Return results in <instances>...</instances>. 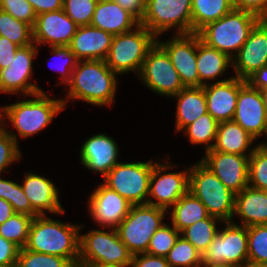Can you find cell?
Listing matches in <instances>:
<instances>
[{"label": "cell", "instance_id": "obj_1", "mask_svg": "<svg viewBox=\"0 0 267 267\" xmlns=\"http://www.w3.org/2000/svg\"><path fill=\"white\" fill-rule=\"evenodd\" d=\"M117 76L105 60L78 61L71 80L66 84L69 90L66 98L62 99L65 108L69 100H81L98 107L113 105L118 89Z\"/></svg>", "mask_w": 267, "mask_h": 267}, {"label": "cell", "instance_id": "obj_2", "mask_svg": "<svg viewBox=\"0 0 267 267\" xmlns=\"http://www.w3.org/2000/svg\"><path fill=\"white\" fill-rule=\"evenodd\" d=\"M30 97L32 98L26 97V100L23 98L22 101L1 106V126L15 139L17 144L19 137L26 139L39 134L38 132L47 128L53 119L65 109L62 98H51L44 91ZM6 119L17 134L6 128V123H8Z\"/></svg>", "mask_w": 267, "mask_h": 267}, {"label": "cell", "instance_id": "obj_3", "mask_svg": "<svg viewBox=\"0 0 267 267\" xmlns=\"http://www.w3.org/2000/svg\"><path fill=\"white\" fill-rule=\"evenodd\" d=\"M48 215L33 217L29 228L27 250L67 258L78 267L81 224L51 219Z\"/></svg>", "mask_w": 267, "mask_h": 267}, {"label": "cell", "instance_id": "obj_4", "mask_svg": "<svg viewBox=\"0 0 267 267\" xmlns=\"http://www.w3.org/2000/svg\"><path fill=\"white\" fill-rule=\"evenodd\" d=\"M259 21L257 15L233 8L217 21L206 24L197 34L206 45L227 54L232 59Z\"/></svg>", "mask_w": 267, "mask_h": 267}, {"label": "cell", "instance_id": "obj_5", "mask_svg": "<svg viewBox=\"0 0 267 267\" xmlns=\"http://www.w3.org/2000/svg\"><path fill=\"white\" fill-rule=\"evenodd\" d=\"M189 191L205 205L210 216L223 223L234 222L236 194L200 160L189 166Z\"/></svg>", "mask_w": 267, "mask_h": 267}, {"label": "cell", "instance_id": "obj_6", "mask_svg": "<svg viewBox=\"0 0 267 267\" xmlns=\"http://www.w3.org/2000/svg\"><path fill=\"white\" fill-rule=\"evenodd\" d=\"M157 42V37L139 24L133 30L115 35L105 58V63L118 75L140 73L149 50Z\"/></svg>", "mask_w": 267, "mask_h": 267}, {"label": "cell", "instance_id": "obj_7", "mask_svg": "<svg viewBox=\"0 0 267 267\" xmlns=\"http://www.w3.org/2000/svg\"><path fill=\"white\" fill-rule=\"evenodd\" d=\"M167 210L148 204L132 205L115 228L132 255L146 253L152 235L164 224Z\"/></svg>", "mask_w": 267, "mask_h": 267}, {"label": "cell", "instance_id": "obj_8", "mask_svg": "<svg viewBox=\"0 0 267 267\" xmlns=\"http://www.w3.org/2000/svg\"><path fill=\"white\" fill-rule=\"evenodd\" d=\"M192 0H146L140 24L156 37L174 30L173 34H192Z\"/></svg>", "mask_w": 267, "mask_h": 267}, {"label": "cell", "instance_id": "obj_9", "mask_svg": "<svg viewBox=\"0 0 267 267\" xmlns=\"http://www.w3.org/2000/svg\"><path fill=\"white\" fill-rule=\"evenodd\" d=\"M155 161L119 162L104 177L103 184L132 205L147 204L149 181Z\"/></svg>", "mask_w": 267, "mask_h": 267}, {"label": "cell", "instance_id": "obj_10", "mask_svg": "<svg viewBox=\"0 0 267 267\" xmlns=\"http://www.w3.org/2000/svg\"><path fill=\"white\" fill-rule=\"evenodd\" d=\"M223 225L225 227L219 229L201 254V264L240 267L248 262L247 227L235 222H224Z\"/></svg>", "mask_w": 267, "mask_h": 267}, {"label": "cell", "instance_id": "obj_11", "mask_svg": "<svg viewBox=\"0 0 267 267\" xmlns=\"http://www.w3.org/2000/svg\"><path fill=\"white\" fill-rule=\"evenodd\" d=\"M102 229L95 228L87 233H80L79 263L131 266L133 255L119 238L116 229Z\"/></svg>", "mask_w": 267, "mask_h": 267}, {"label": "cell", "instance_id": "obj_12", "mask_svg": "<svg viewBox=\"0 0 267 267\" xmlns=\"http://www.w3.org/2000/svg\"><path fill=\"white\" fill-rule=\"evenodd\" d=\"M177 166L169 164L165 159L155 161L149 181L148 205L168 211L189 191V167L184 171L168 172Z\"/></svg>", "mask_w": 267, "mask_h": 267}, {"label": "cell", "instance_id": "obj_13", "mask_svg": "<svg viewBox=\"0 0 267 267\" xmlns=\"http://www.w3.org/2000/svg\"><path fill=\"white\" fill-rule=\"evenodd\" d=\"M137 77L160 96L172 97L184 88L168 54L157 42L149 50Z\"/></svg>", "mask_w": 267, "mask_h": 267}, {"label": "cell", "instance_id": "obj_14", "mask_svg": "<svg viewBox=\"0 0 267 267\" xmlns=\"http://www.w3.org/2000/svg\"><path fill=\"white\" fill-rule=\"evenodd\" d=\"M38 48L35 43L18 48L11 64L0 70V93L29 97L43 91L30 81L34 74L33 61L39 55Z\"/></svg>", "mask_w": 267, "mask_h": 267}, {"label": "cell", "instance_id": "obj_15", "mask_svg": "<svg viewBox=\"0 0 267 267\" xmlns=\"http://www.w3.org/2000/svg\"><path fill=\"white\" fill-rule=\"evenodd\" d=\"M157 43L166 51L173 66L179 73L184 87H200L197 70V33L173 34L167 41Z\"/></svg>", "mask_w": 267, "mask_h": 267}, {"label": "cell", "instance_id": "obj_16", "mask_svg": "<svg viewBox=\"0 0 267 267\" xmlns=\"http://www.w3.org/2000/svg\"><path fill=\"white\" fill-rule=\"evenodd\" d=\"M204 154L200 161L235 194L249 185L248 167L250 155H237L212 149L204 152Z\"/></svg>", "mask_w": 267, "mask_h": 267}, {"label": "cell", "instance_id": "obj_17", "mask_svg": "<svg viewBox=\"0 0 267 267\" xmlns=\"http://www.w3.org/2000/svg\"><path fill=\"white\" fill-rule=\"evenodd\" d=\"M95 188L87 201L91 219L99 228L115 229L127 216L132 204L103 183Z\"/></svg>", "mask_w": 267, "mask_h": 267}, {"label": "cell", "instance_id": "obj_18", "mask_svg": "<svg viewBox=\"0 0 267 267\" xmlns=\"http://www.w3.org/2000/svg\"><path fill=\"white\" fill-rule=\"evenodd\" d=\"M256 140L267 138V112L259 89L247 82L239 89L237 106L232 119Z\"/></svg>", "mask_w": 267, "mask_h": 267}, {"label": "cell", "instance_id": "obj_19", "mask_svg": "<svg viewBox=\"0 0 267 267\" xmlns=\"http://www.w3.org/2000/svg\"><path fill=\"white\" fill-rule=\"evenodd\" d=\"M78 25L63 9L38 14L33 30V41L37 46H68L75 35ZM43 44V45H41Z\"/></svg>", "mask_w": 267, "mask_h": 267}, {"label": "cell", "instance_id": "obj_20", "mask_svg": "<svg viewBox=\"0 0 267 267\" xmlns=\"http://www.w3.org/2000/svg\"><path fill=\"white\" fill-rule=\"evenodd\" d=\"M265 65H267V28L259 21L232 58V69L235 77L246 80Z\"/></svg>", "mask_w": 267, "mask_h": 267}, {"label": "cell", "instance_id": "obj_21", "mask_svg": "<svg viewBox=\"0 0 267 267\" xmlns=\"http://www.w3.org/2000/svg\"><path fill=\"white\" fill-rule=\"evenodd\" d=\"M119 145L105 133L95 134L81 145L79 150L81 164L94 173H100L102 178L120 161L118 160Z\"/></svg>", "mask_w": 267, "mask_h": 267}, {"label": "cell", "instance_id": "obj_22", "mask_svg": "<svg viewBox=\"0 0 267 267\" xmlns=\"http://www.w3.org/2000/svg\"><path fill=\"white\" fill-rule=\"evenodd\" d=\"M32 209L39 215H64L65 209L59 200L58 187L49 178L28 171L21 184ZM46 212V213H45Z\"/></svg>", "mask_w": 267, "mask_h": 267}, {"label": "cell", "instance_id": "obj_23", "mask_svg": "<svg viewBox=\"0 0 267 267\" xmlns=\"http://www.w3.org/2000/svg\"><path fill=\"white\" fill-rule=\"evenodd\" d=\"M246 83V80L233 76L223 82L212 83L203 86L206 96L207 112L218 122L230 121L233 119L239 89Z\"/></svg>", "mask_w": 267, "mask_h": 267}, {"label": "cell", "instance_id": "obj_24", "mask_svg": "<svg viewBox=\"0 0 267 267\" xmlns=\"http://www.w3.org/2000/svg\"><path fill=\"white\" fill-rule=\"evenodd\" d=\"M113 35L91 25L78 26L68 47L78 61L105 60Z\"/></svg>", "mask_w": 267, "mask_h": 267}, {"label": "cell", "instance_id": "obj_25", "mask_svg": "<svg viewBox=\"0 0 267 267\" xmlns=\"http://www.w3.org/2000/svg\"><path fill=\"white\" fill-rule=\"evenodd\" d=\"M140 22L113 0H98L90 25L113 36L133 30Z\"/></svg>", "mask_w": 267, "mask_h": 267}, {"label": "cell", "instance_id": "obj_26", "mask_svg": "<svg viewBox=\"0 0 267 267\" xmlns=\"http://www.w3.org/2000/svg\"><path fill=\"white\" fill-rule=\"evenodd\" d=\"M234 216L240 219L242 226L267 224V197L263 190L247 186L236 193Z\"/></svg>", "mask_w": 267, "mask_h": 267}, {"label": "cell", "instance_id": "obj_27", "mask_svg": "<svg viewBox=\"0 0 267 267\" xmlns=\"http://www.w3.org/2000/svg\"><path fill=\"white\" fill-rule=\"evenodd\" d=\"M255 140L235 121H224L218 124L212 150L237 155H251L258 145H252L255 144Z\"/></svg>", "mask_w": 267, "mask_h": 267}, {"label": "cell", "instance_id": "obj_28", "mask_svg": "<svg viewBox=\"0 0 267 267\" xmlns=\"http://www.w3.org/2000/svg\"><path fill=\"white\" fill-rule=\"evenodd\" d=\"M197 70L200 78V87L208 85L212 80L213 83L223 82L228 79L218 80L227 71L228 67H232V59L225 53L218 51L206 45L200 40L197 34Z\"/></svg>", "mask_w": 267, "mask_h": 267}, {"label": "cell", "instance_id": "obj_29", "mask_svg": "<svg viewBox=\"0 0 267 267\" xmlns=\"http://www.w3.org/2000/svg\"><path fill=\"white\" fill-rule=\"evenodd\" d=\"M171 98H177L175 132H181L186 126L207 113L204 87H184Z\"/></svg>", "mask_w": 267, "mask_h": 267}, {"label": "cell", "instance_id": "obj_30", "mask_svg": "<svg viewBox=\"0 0 267 267\" xmlns=\"http://www.w3.org/2000/svg\"><path fill=\"white\" fill-rule=\"evenodd\" d=\"M167 213H170L171 223L180 233L209 216L205 205L190 191L183 195Z\"/></svg>", "mask_w": 267, "mask_h": 267}, {"label": "cell", "instance_id": "obj_31", "mask_svg": "<svg viewBox=\"0 0 267 267\" xmlns=\"http://www.w3.org/2000/svg\"><path fill=\"white\" fill-rule=\"evenodd\" d=\"M234 0H192V33L228 14Z\"/></svg>", "mask_w": 267, "mask_h": 267}, {"label": "cell", "instance_id": "obj_32", "mask_svg": "<svg viewBox=\"0 0 267 267\" xmlns=\"http://www.w3.org/2000/svg\"><path fill=\"white\" fill-rule=\"evenodd\" d=\"M218 122L210 113H205L182 131L189 143L193 145H204L205 152L211 150L217 134Z\"/></svg>", "mask_w": 267, "mask_h": 267}, {"label": "cell", "instance_id": "obj_33", "mask_svg": "<svg viewBox=\"0 0 267 267\" xmlns=\"http://www.w3.org/2000/svg\"><path fill=\"white\" fill-rule=\"evenodd\" d=\"M217 224L223 222L212 216L197 221L195 224L185 228L181 232V236L190 242L201 254L209 247L219 229Z\"/></svg>", "mask_w": 267, "mask_h": 267}, {"label": "cell", "instance_id": "obj_34", "mask_svg": "<svg viewBox=\"0 0 267 267\" xmlns=\"http://www.w3.org/2000/svg\"><path fill=\"white\" fill-rule=\"evenodd\" d=\"M0 36L8 38L19 47L34 44L32 26L1 9Z\"/></svg>", "mask_w": 267, "mask_h": 267}, {"label": "cell", "instance_id": "obj_35", "mask_svg": "<svg viewBox=\"0 0 267 267\" xmlns=\"http://www.w3.org/2000/svg\"><path fill=\"white\" fill-rule=\"evenodd\" d=\"M32 220L33 216L15 213L0 224V236L22 249L26 246Z\"/></svg>", "mask_w": 267, "mask_h": 267}, {"label": "cell", "instance_id": "obj_36", "mask_svg": "<svg viewBox=\"0 0 267 267\" xmlns=\"http://www.w3.org/2000/svg\"><path fill=\"white\" fill-rule=\"evenodd\" d=\"M165 257L170 267H200L202 265L201 253L181 235Z\"/></svg>", "mask_w": 267, "mask_h": 267}, {"label": "cell", "instance_id": "obj_37", "mask_svg": "<svg viewBox=\"0 0 267 267\" xmlns=\"http://www.w3.org/2000/svg\"><path fill=\"white\" fill-rule=\"evenodd\" d=\"M249 186L264 190L267 188V148L259 143L249 157Z\"/></svg>", "mask_w": 267, "mask_h": 267}, {"label": "cell", "instance_id": "obj_38", "mask_svg": "<svg viewBox=\"0 0 267 267\" xmlns=\"http://www.w3.org/2000/svg\"><path fill=\"white\" fill-rule=\"evenodd\" d=\"M248 262L267 265V224L247 227Z\"/></svg>", "mask_w": 267, "mask_h": 267}, {"label": "cell", "instance_id": "obj_39", "mask_svg": "<svg viewBox=\"0 0 267 267\" xmlns=\"http://www.w3.org/2000/svg\"><path fill=\"white\" fill-rule=\"evenodd\" d=\"M16 267H75L67 258L20 249Z\"/></svg>", "mask_w": 267, "mask_h": 267}, {"label": "cell", "instance_id": "obj_40", "mask_svg": "<svg viewBox=\"0 0 267 267\" xmlns=\"http://www.w3.org/2000/svg\"><path fill=\"white\" fill-rule=\"evenodd\" d=\"M181 233L173 226L164 223L156 230L150 239V244L146 251L152 256H166L175 245Z\"/></svg>", "mask_w": 267, "mask_h": 267}, {"label": "cell", "instance_id": "obj_41", "mask_svg": "<svg viewBox=\"0 0 267 267\" xmlns=\"http://www.w3.org/2000/svg\"><path fill=\"white\" fill-rule=\"evenodd\" d=\"M98 0H63L64 12L78 25H90Z\"/></svg>", "mask_w": 267, "mask_h": 267}, {"label": "cell", "instance_id": "obj_42", "mask_svg": "<svg viewBox=\"0 0 267 267\" xmlns=\"http://www.w3.org/2000/svg\"><path fill=\"white\" fill-rule=\"evenodd\" d=\"M22 153L15 139L0 126V175L7 170V167L15 162H19Z\"/></svg>", "mask_w": 267, "mask_h": 267}, {"label": "cell", "instance_id": "obj_43", "mask_svg": "<svg viewBox=\"0 0 267 267\" xmlns=\"http://www.w3.org/2000/svg\"><path fill=\"white\" fill-rule=\"evenodd\" d=\"M50 52L52 53L53 59L55 57L57 60L60 59V61H62V64L58 62L60 65H57V69H54L61 75L59 77L61 79L59 82L60 85H65L66 88V84L71 80L72 72L78 60L68 46L50 47Z\"/></svg>", "mask_w": 267, "mask_h": 267}, {"label": "cell", "instance_id": "obj_44", "mask_svg": "<svg viewBox=\"0 0 267 267\" xmlns=\"http://www.w3.org/2000/svg\"><path fill=\"white\" fill-rule=\"evenodd\" d=\"M0 9L14 18L34 26L37 15L27 0H0Z\"/></svg>", "mask_w": 267, "mask_h": 267}, {"label": "cell", "instance_id": "obj_45", "mask_svg": "<svg viewBox=\"0 0 267 267\" xmlns=\"http://www.w3.org/2000/svg\"><path fill=\"white\" fill-rule=\"evenodd\" d=\"M10 204L13 207L15 213L26 214L29 216H39L31 207L29 199L24 194L21 184L12 181V193L10 198Z\"/></svg>", "mask_w": 267, "mask_h": 267}, {"label": "cell", "instance_id": "obj_46", "mask_svg": "<svg viewBox=\"0 0 267 267\" xmlns=\"http://www.w3.org/2000/svg\"><path fill=\"white\" fill-rule=\"evenodd\" d=\"M20 248L0 236V266L16 265Z\"/></svg>", "mask_w": 267, "mask_h": 267}, {"label": "cell", "instance_id": "obj_47", "mask_svg": "<svg viewBox=\"0 0 267 267\" xmlns=\"http://www.w3.org/2000/svg\"><path fill=\"white\" fill-rule=\"evenodd\" d=\"M131 267H170L164 256H152L147 253L132 256Z\"/></svg>", "mask_w": 267, "mask_h": 267}, {"label": "cell", "instance_id": "obj_48", "mask_svg": "<svg viewBox=\"0 0 267 267\" xmlns=\"http://www.w3.org/2000/svg\"><path fill=\"white\" fill-rule=\"evenodd\" d=\"M233 7L251 12L259 18L267 15V0H234Z\"/></svg>", "mask_w": 267, "mask_h": 267}, {"label": "cell", "instance_id": "obj_49", "mask_svg": "<svg viewBox=\"0 0 267 267\" xmlns=\"http://www.w3.org/2000/svg\"><path fill=\"white\" fill-rule=\"evenodd\" d=\"M18 48L19 46L8 38L0 36V70L7 68L11 64Z\"/></svg>", "mask_w": 267, "mask_h": 267}, {"label": "cell", "instance_id": "obj_50", "mask_svg": "<svg viewBox=\"0 0 267 267\" xmlns=\"http://www.w3.org/2000/svg\"><path fill=\"white\" fill-rule=\"evenodd\" d=\"M123 9L130 12L139 22L142 20L145 9L146 0H113Z\"/></svg>", "mask_w": 267, "mask_h": 267}, {"label": "cell", "instance_id": "obj_51", "mask_svg": "<svg viewBox=\"0 0 267 267\" xmlns=\"http://www.w3.org/2000/svg\"><path fill=\"white\" fill-rule=\"evenodd\" d=\"M36 15L63 9V0H27Z\"/></svg>", "mask_w": 267, "mask_h": 267}, {"label": "cell", "instance_id": "obj_52", "mask_svg": "<svg viewBox=\"0 0 267 267\" xmlns=\"http://www.w3.org/2000/svg\"><path fill=\"white\" fill-rule=\"evenodd\" d=\"M246 82L255 89H267V65L255 71L246 79Z\"/></svg>", "mask_w": 267, "mask_h": 267}, {"label": "cell", "instance_id": "obj_53", "mask_svg": "<svg viewBox=\"0 0 267 267\" xmlns=\"http://www.w3.org/2000/svg\"><path fill=\"white\" fill-rule=\"evenodd\" d=\"M13 214H15V211L11 204L5 199L0 198V224H3Z\"/></svg>", "mask_w": 267, "mask_h": 267}, {"label": "cell", "instance_id": "obj_54", "mask_svg": "<svg viewBox=\"0 0 267 267\" xmlns=\"http://www.w3.org/2000/svg\"><path fill=\"white\" fill-rule=\"evenodd\" d=\"M12 193V180L3 179L0 175V198L5 199L10 203Z\"/></svg>", "mask_w": 267, "mask_h": 267}, {"label": "cell", "instance_id": "obj_55", "mask_svg": "<svg viewBox=\"0 0 267 267\" xmlns=\"http://www.w3.org/2000/svg\"><path fill=\"white\" fill-rule=\"evenodd\" d=\"M78 267H131V266L103 264V263H78Z\"/></svg>", "mask_w": 267, "mask_h": 267}, {"label": "cell", "instance_id": "obj_56", "mask_svg": "<svg viewBox=\"0 0 267 267\" xmlns=\"http://www.w3.org/2000/svg\"><path fill=\"white\" fill-rule=\"evenodd\" d=\"M261 95L263 98L264 107H265L266 112H267V89L261 90Z\"/></svg>", "mask_w": 267, "mask_h": 267}, {"label": "cell", "instance_id": "obj_57", "mask_svg": "<svg viewBox=\"0 0 267 267\" xmlns=\"http://www.w3.org/2000/svg\"><path fill=\"white\" fill-rule=\"evenodd\" d=\"M240 267H267V265H263V264H254V263L247 262V263L243 264V265L240 266Z\"/></svg>", "mask_w": 267, "mask_h": 267}, {"label": "cell", "instance_id": "obj_58", "mask_svg": "<svg viewBox=\"0 0 267 267\" xmlns=\"http://www.w3.org/2000/svg\"><path fill=\"white\" fill-rule=\"evenodd\" d=\"M260 22L267 28V15L261 17Z\"/></svg>", "mask_w": 267, "mask_h": 267}, {"label": "cell", "instance_id": "obj_59", "mask_svg": "<svg viewBox=\"0 0 267 267\" xmlns=\"http://www.w3.org/2000/svg\"><path fill=\"white\" fill-rule=\"evenodd\" d=\"M200 267H231V266H219V265H216V266H208V265H201Z\"/></svg>", "mask_w": 267, "mask_h": 267}, {"label": "cell", "instance_id": "obj_60", "mask_svg": "<svg viewBox=\"0 0 267 267\" xmlns=\"http://www.w3.org/2000/svg\"><path fill=\"white\" fill-rule=\"evenodd\" d=\"M267 139V138H266ZM259 143H262V145L265 147V148H267V140H265V142L263 141V142H259Z\"/></svg>", "mask_w": 267, "mask_h": 267}, {"label": "cell", "instance_id": "obj_61", "mask_svg": "<svg viewBox=\"0 0 267 267\" xmlns=\"http://www.w3.org/2000/svg\"><path fill=\"white\" fill-rule=\"evenodd\" d=\"M264 194L266 195L267 197V188L263 190Z\"/></svg>", "mask_w": 267, "mask_h": 267}, {"label": "cell", "instance_id": "obj_62", "mask_svg": "<svg viewBox=\"0 0 267 267\" xmlns=\"http://www.w3.org/2000/svg\"><path fill=\"white\" fill-rule=\"evenodd\" d=\"M0 267H16V265H11V266H0Z\"/></svg>", "mask_w": 267, "mask_h": 267}, {"label": "cell", "instance_id": "obj_63", "mask_svg": "<svg viewBox=\"0 0 267 267\" xmlns=\"http://www.w3.org/2000/svg\"><path fill=\"white\" fill-rule=\"evenodd\" d=\"M0 126H1V106H0Z\"/></svg>", "mask_w": 267, "mask_h": 267}]
</instances>
